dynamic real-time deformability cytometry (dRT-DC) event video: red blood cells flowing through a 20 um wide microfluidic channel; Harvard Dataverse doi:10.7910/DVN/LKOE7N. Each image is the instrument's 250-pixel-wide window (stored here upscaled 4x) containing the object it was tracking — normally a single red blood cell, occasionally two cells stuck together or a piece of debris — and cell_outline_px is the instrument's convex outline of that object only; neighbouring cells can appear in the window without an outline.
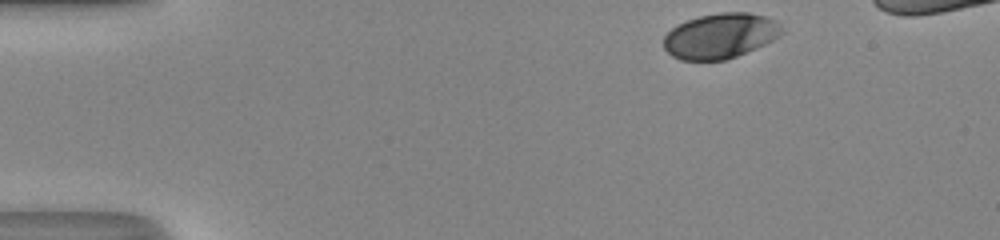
{"species": "human", "species_latin": "Homo sapiens", "temperature_condition": "room temperature", "stored_images_in_passage": 36, "camera_frame_rate_fps": 3000, "um_per_image_px": 0.085, "donor": {"sex": "male"}, "frame": {"image": 1, "passage_image": 1, "time_ms": 0.0, "image_size_px": [1000, 240], "cell_outline_px": [[784, 32], [780, 36], [756, 48], [736, 56], [724, 60], [680, 60], [672, 56], [664, 48], [664, 36], [676, 24], [700, 16], [720, 12], [748, 12], [764, 16], [776, 20], [780, 24]], "centroid_in_image_um": [61.23, 3.04], "position_along_channel_um": 23.8, "area_um2": 31.1}}
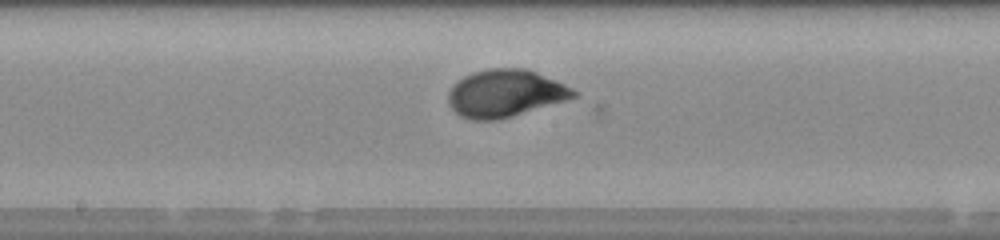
{"frame": {"image": 2, "passage_image": 21, "time_ms": 6.667, "image_size_px": [1000, 240], "cell_outline_px": [[580, 92], [576, 96], [564, 100], [500, 120], [472, 120], [460, 116], [448, 104], [448, 92], [452, 84], [456, 80], [472, 72], [488, 68], [524, 68], [536, 72], [564, 84]], "centroid_in_image_um": [42.89, 7.93], "position_along_channel_um": 205.3, "area_um2": 34.62}}
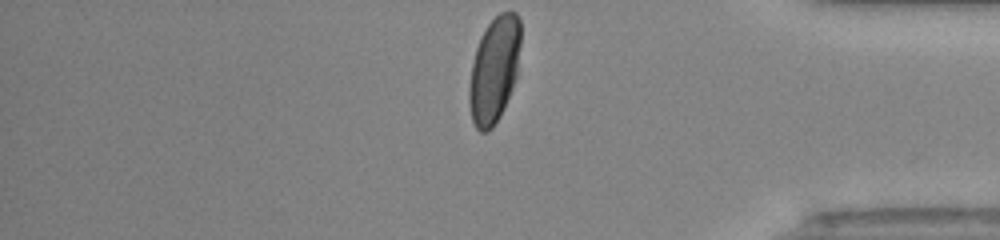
{"frame": {"image": 3, "passage_image": 36, "time_ms": 11.667, "image_size_px": [1000, 240], "cell_outline_px": [[520, 44], [516, 76], [512, 88], [504, 108], [500, 116], [492, 128], [488, 132], [480, 132], [476, 128], [472, 120], [468, 100], [468, 88], [472, 64], [476, 48], [480, 36], [488, 24], [500, 12], [516, 12], [520, 20]], "centroid_in_image_um": [41.99, 5.94], "position_along_channel_um": 393.2, "area_um2": 31.79}, "authors_computed_cell_mechanics": {"area_um2": 33.4662, "velocity_mm_per_s": 4.1914, "shape_relaxation_time_tau1_ms": 2.3697, "shape_relaxation_time_tau2_ms": null, "deformation_change_tau1": 0.1461, "deformation_change_tau2": null}}